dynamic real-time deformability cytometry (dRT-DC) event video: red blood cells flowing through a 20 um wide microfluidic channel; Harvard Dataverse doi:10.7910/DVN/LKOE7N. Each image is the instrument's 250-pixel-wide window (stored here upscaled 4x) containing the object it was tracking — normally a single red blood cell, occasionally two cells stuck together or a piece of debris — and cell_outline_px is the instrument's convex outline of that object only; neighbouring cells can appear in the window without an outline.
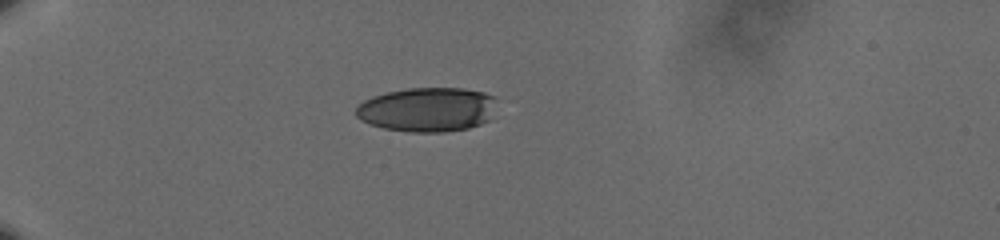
{"species": "human", "species_latin": "Homo sapiens", "temperature_condition": "cold", "stored_images_in_passage": 42, "camera_frame_rate_fps": 3000, "um_per_image_px": 0.085, "donor": {"sex": "male"}, "frame": {"image": 1, "passage_image": 1, "time_ms": 0.0, "image_size_px": [1000, 240], "cell_outline_px": [[492, 96], [488, 120], [480, 124], [468, 128], [444, 132], [408, 132], [384, 128], [368, 124], [356, 116], [356, 108], [364, 100], [372, 96], [388, 92], [408, 88], [464, 88], [484, 92]], "centroid_in_image_um": [36.24, 9.31], "position_along_channel_um": 48.8, "area_um2": 35.89}}
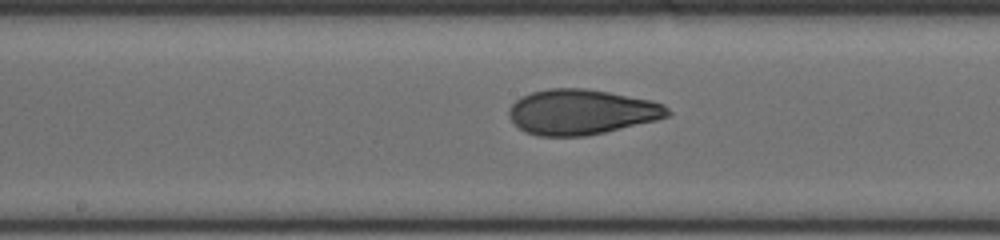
{"frame": {"image": 2, "passage_image": 17, "time_ms": 5.333, "image_size_px": [1000, 240], "cell_outline_px": [[672, 112], [668, 116], [656, 120], [604, 132], [584, 136], [540, 136], [524, 132], [508, 116], [508, 112], [512, 104], [520, 96], [532, 92], [548, 88], [584, 88], [608, 92], [652, 100], [664, 104]], "centroid_in_image_um": [49.42, 9.51], "position_along_channel_um": 198.8, "area_um2": 41.73}}
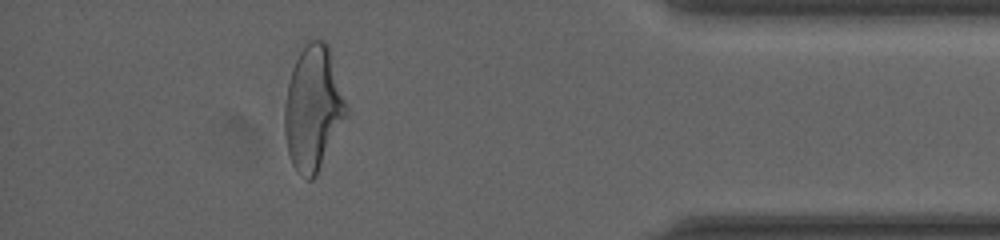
{"frame": {"image": 3, "passage_image": 37, "time_ms": 12.0, "image_size_px": [1000, 240], "cell_outline_px": [[348, 116], [316, 176], [312, 180], [308, 180], [292, 164], [288, 152], [284, 132], [284, 108], [288, 84], [292, 68], [300, 52], [312, 40], [324, 40], [328, 44], [348, 104]], "centroid_in_image_um": [26.65, 9.21], "position_along_channel_um": 408.6, "area_um2": 44.85}, "authors_computed_cell_mechanics": {"area_um2": 40.9513, "velocity_mm_per_s": 3.5981, "shape_relaxation_time_tau1_ms": 5.1268, "shape_relaxation_time_tau2_ms": 1.4517, "deformation_change_tau1": 0.181, "deformation_change_tau2": 0.0775}}